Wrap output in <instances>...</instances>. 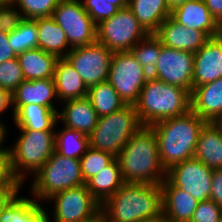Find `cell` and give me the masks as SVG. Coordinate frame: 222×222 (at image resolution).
Here are the masks:
<instances>
[{"mask_svg": "<svg viewBox=\"0 0 222 222\" xmlns=\"http://www.w3.org/2000/svg\"><path fill=\"white\" fill-rule=\"evenodd\" d=\"M46 201L54 205L49 222H92L100 217L101 204L86 185L59 191Z\"/></svg>", "mask_w": 222, "mask_h": 222, "instance_id": "obj_9", "label": "cell"}, {"mask_svg": "<svg viewBox=\"0 0 222 222\" xmlns=\"http://www.w3.org/2000/svg\"><path fill=\"white\" fill-rule=\"evenodd\" d=\"M213 169L191 158L166 171V178L176 187L191 194L199 202L210 199Z\"/></svg>", "mask_w": 222, "mask_h": 222, "instance_id": "obj_14", "label": "cell"}, {"mask_svg": "<svg viewBox=\"0 0 222 222\" xmlns=\"http://www.w3.org/2000/svg\"><path fill=\"white\" fill-rule=\"evenodd\" d=\"M107 3L117 6L119 9L128 6V0H106Z\"/></svg>", "mask_w": 222, "mask_h": 222, "instance_id": "obj_47", "label": "cell"}, {"mask_svg": "<svg viewBox=\"0 0 222 222\" xmlns=\"http://www.w3.org/2000/svg\"><path fill=\"white\" fill-rule=\"evenodd\" d=\"M171 17L190 29L205 32L210 38L222 34V27L212 17L203 0H189L171 10Z\"/></svg>", "mask_w": 222, "mask_h": 222, "instance_id": "obj_17", "label": "cell"}, {"mask_svg": "<svg viewBox=\"0 0 222 222\" xmlns=\"http://www.w3.org/2000/svg\"><path fill=\"white\" fill-rule=\"evenodd\" d=\"M222 216V208L213 200L199 202L190 222H218Z\"/></svg>", "mask_w": 222, "mask_h": 222, "instance_id": "obj_40", "label": "cell"}, {"mask_svg": "<svg viewBox=\"0 0 222 222\" xmlns=\"http://www.w3.org/2000/svg\"><path fill=\"white\" fill-rule=\"evenodd\" d=\"M205 123L190 110L182 116L163 119L150 126L156 135L159 158L166 171L194 158L199 134Z\"/></svg>", "mask_w": 222, "mask_h": 222, "instance_id": "obj_3", "label": "cell"}, {"mask_svg": "<svg viewBox=\"0 0 222 222\" xmlns=\"http://www.w3.org/2000/svg\"><path fill=\"white\" fill-rule=\"evenodd\" d=\"M114 53L99 42L72 48L65 56L89 88L106 82Z\"/></svg>", "mask_w": 222, "mask_h": 222, "instance_id": "obj_12", "label": "cell"}, {"mask_svg": "<svg viewBox=\"0 0 222 222\" xmlns=\"http://www.w3.org/2000/svg\"><path fill=\"white\" fill-rule=\"evenodd\" d=\"M142 126L170 117H178L191 110V93L178 86L149 77L134 104Z\"/></svg>", "mask_w": 222, "mask_h": 222, "instance_id": "obj_4", "label": "cell"}, {"mask_svg": "<svg viewBox=\"0 0 222 222\" xmlns=\"http://www.w3.org/2000/svg\"><path fill=\"white\" fill-rule=\"evenodd\" d=\"M194 53L176 50L161 43L160 55L150 77L192 92Z\"/></svg>", "mask_w": 222, "mask_h": 222, "instance_id": "obj_13", "label": "cell"}, {"mask_svg": "<svg viewBox=\"0 0 222 222\" xmlns=\"http://www.w3.org/2000/svg\"><path fill=\"white\" fill-rule=\"evenodd\" d=\"M160 185L163 216L168 222H190L199 201L188 192L174 186L167 178Z\"/></svg>", "mask_w": 222, "mask_h": 222, "instance_id": "obj_18", "label": "cell"}, {"mask_svg": "<svg viewBox=\"0 0 222 222\" xmlns=\"http://www.w3.org/2000/svg\"><path fill=\"white\" fill-rule=\"evenodd\" d=\"M89 147L88 136L63 127L55 132V151L62 156L80 159Z\"/></svg>", "mask_w": 222, "mask_h": 222, "instance_id": "obj_31", "label": "cell"}, {"mask_svg": "<svg viewBox=\"0 0 222 222\" xmlns=\"http://www.w3.org/2000/svg\"><path fill=\"white\" fill-rule=\"evenodd\" d=\"M8 130L6 129V126L0 125V152L4 149L3 143H5V137L7 135Z\"/></svg>", "mask_w": 222, "mask_h": 222, "instance_id": "obj_46", "label": "cell"}, {"mask_svg": "<svg viewBox=\"0 0 222 222\" xmlns=\"http://www.w3.org/2000/svg\"><path fill=\"white\" fill-rule=\"evenodd\" d=\"M52 18L65 32L71 48L96 42L97 25L79 0H60Z\"/></svg>", "mask_w": 222, "mask_h": 222, "instance_id": "obj_11", "label": "cell"}, {"mask_svg": "<svg viewBox=\"0 0 222 222\" xmlns=\"http://www.w3.org/2000/svg\"><path fill=\"white\" fill-rule=\"evenodd\" d=\"M130 51L116 52L111 61L107 81L118 92L126 105H134L149 78Z\"/></svg>", "mask_w": 222, "mask_h": 222, "instance_id": "obj_10", "label": "cell"}, {"mask_svg": "<svg viewBox=\"0 0 222 222\" xmlns=\"http://www.w3.org/2000/svg\"><path fill=\"white\" fill-rule=\"evenodd\" d=\"M210 199L222 208V169H213Z\"/></svg>", "mask_w": 222, "mask_h": 222, "instance_id": "obj_41", "label": "cell"}, {"mask_svg": "<svg viewBox=\"0 0 222 222\" xmlns=\"http://www.w3.org/2000/svg\"><path fill=\"white\" fill-rule=\"evenodd\" d=\"M17 59L25 80L54 79L56 55L34 48L18 54Z\"/></svg>", "mask_w": 222, "mask_h": 222, "instance_id": "obj_25", "label": "cell"}, {"mask_svg": "<svg viewBox=\"0 0 222 222\" xmlns=\"http://www.w3.org/2000/svg\"><path fill=\"white\" fill-rule=\"evenodd\" d=\"M164 46L196 53L210 39L200 30L190 29L177 23L171 16L166 18L154 33Z\"/></svg>", "mask_w": 222, "mask_h": 222, "instance_id": "obj_16", "label": "cell"}, {"mask_svg": "<svg viewBox=\"0 0 222 222\" xmlns=\"http://www.w3.org/2000/svg\"><path fill=\"white\" fill-rule=\"evenodd\" d=\"M191 111L206 122L218 121L222 116V77L192 89Z\"/></svg>", "mask_w": 222, "mask_h": 222, "instance_id": "obj_20", "label": "cell"}, {"mask_svg": "<svg viewBox=\"0 0 222 222\" xmlns=\"http://www.w3.org/2000/svg\"><path fill=\"white\" fill-rule=\"evenodd\" d=\"M13 146L9 148L15 175L25 182V177L32 176L46 163L55 151L56 131L20 130ZM28 173V174H26Z\"/></svg>", "mask_w": 222, "mask_h": 222, "instance_id": "obj_7", "label": "cell"}, {"mask_svg": "<svg viewBox=\"0 0 222 222\" xmlns=\"http://www.w3.org/2000/svg\"><path fill=\"white\" fill-rule=\"evenodd\" d=\"M212 17L222 27V0H203Z\"/></svg>", "mask_w": 222, "mask_h": 222, "instance_id": "obj_43", "label": "cell"}, {"mask_svg": "<svg viewBox=\"0 0 222 222\" xmlns=\"http://www.w3.org/2000/svg\"><path fill=\"white\" fill-rule=\"evenodd\" d=\"M33 20L38 29V48L58 58L65 57L71 51L72 48L69 46L65 32L52 17Z\"/></svg>", "mask_w": 222, "mask_h": 222, "instance_id": "obj_27", "label": "cell"}, {"mask_svg": "<svg viewBox=\"0 0 222 222\" xmlns=\"http://www.w3.org/2000/svg\"><path fill=\"white\" fill-rule=\"evenodd\" d=\"M24 80L17 58L0 63V89L12 94Z\"/></svg>", "mask_w": 222, "mask_h": 222, "instance_id": "obj_36", "label": "cell"}, {"mask_svg": "<svg viewBox=\"0 0 222 222\" xmlns=\"http://www.w3.org/2000/svg\"><path fill=\"white\" fill-rule=\"evenodd\" d=\"M12 107V97L11 94L4 90L0 89V116L7 111V109H10ZM0 125L5 126L4 122H1L0 119Z\"/></svg>", "mask_w": 222, "mask_h": 222, "instance_id": "obj_44", "label": "cell"}, {"mask_svg": "<svg viewBox=\"0 0 222 222\" xmlns=\"http://www.w3.org/2000/svg\"><path fill=\"white\" fill-rule=\"evenodd\" d=\"M160 215V184L125 183L100 207V216L106 222H144Z\"/></svg>", "mask_w": 222, "mask_h": 222, "instance_id": "obj_2", "label": "cell"}, {"mask_svg": "<svg viewBox=\"0 0 222 222\" xmlns=\"http://www.w3.org/2000/svg\"><path fill=\"white\" fill-rule=\"evenodd\" d=\"M8 2H11V0H0V5L6 4Z\"/></svg>", "mask_w": 222, "mask_h": 222, "instance_id": "obj_51", "label": "cell"}, {"mask_svg": "<svg viewBox=\"0 0 222 222\" xmlns=\"http://www.w3.org/2000/svg\"><path fill=\"white\" fill-rule=\"evenodd\" d=\"M32 178L30 193L38 202L45 201L59 191L85 185L80 160L62 156L56 151Z\"/></svg>", "mask_w": 222, "mask_h": 222, "instance_id": "obj_5", "label": "cell"}, {"mask_svg": "<svg viewBox=\"0 0 222 222\" xmlns=\"http://www.w3.org/2000/svg\"><path fill=\"white\" fill-rule=\"evenodd\" d=\"M20 190H0V213Z\"/></svg>", "mask_w": 222, "mask_h": 222, "instance_id": "obj_45", "label": "cell"}, {"mask_svg": "<svg viewBox=\"0 0 222 222\" xmlns=\"http://www.w3.org/2000/svg\"><path fill=\"white\" fill-rule=\"evenodd\" d=\"M125 183L161 184L166 170L159 158L158 141L150 126H142L116 157Z\"/></svg>", "mask_w": 222, "mask_h": 222, "instance_id": "obj_1", "label": "cell"}, {"mask_svg": "<svg viewBox=\"0 0 222 222\" xmlns=\"http://www.w3.org/2000/svg\"><path fill=\"white\" fill-rule=\"evenodd\" d=\"M87 97L99 117L112 114L126 106L108 81L89 87Z\"/></svg>", "mask_w": 222, "mask_h": 222, "instance_id": "obj_30", "label": "cell"}, {"mask_svg": "<svg viewBox=\"0 0 222 222\" xmlns=\"http://www.w3.org/2000/svg\"><path fill=\"white\" fill-rule=\"evenodd\" d=\"M222 128V116L216 122Z\"/></svg>", "mask_w": 222, "mask_h": 222, "instance_id": "obj_50", "label": "cell"}, {"mask_svg": "<svg viewBox=\"0 0 222 222\" xmlns=\"http://www.w3.org/2000/svg\"><path fill=\"white\" fill-rule=\"evenodd\" d=\"M16 195L0 213V222H49V214L40 202Z\"/></svg>", "mask_w": 222, "mask_h": 222, "instance_id": "obj_26", "label": "cell"}, {"mask_svg": "<svg viewBox=\"0 0 222 222\" xmlns=\"http://www.w3.org/2000/svg\"><path fill=\"white\" fill-rule=\"evenodd\" d=\"M24 20L22 12L12 2L0 5V31L10 33Z\"/></svg>", "mask_w": 222, "mask_h": 222, "instance_id": "obj_39", "label": "cell"}, {"mask_svg": "<svg viewBox=\"0 0 222 222\" xmlns=\"http://www.w3.org/2000/svg\"><path fill=\"white\" fill-rule=\"evenodd\" d=\"M148 33L127 6L97 25L96 41L113 53L129 51Z\"/></svg>", "mask_w": 222, "mask_h": 222, "instance_id": "obj_8", "label": "cell"}, {"mask_svg": "<svg viewBox=\"0 0 222 222\" xmlns=\"http://www.w3.org/2000/svg\"><path fill=\"white\" fill-rule=\"evenodd\" d=\"M100 222H106L105 220L102 219V217L100 216Z\"/></svg>", "mask_w": 222, "mask_h": 222, "instance_id": "obj_53", "label": "cell"}, {"mask_svg": "<svg viewBox=\"0 0 222 222\" xmlns=\"http://www.w3.org/2000/svg\"><path fill=\"white\" fill-rule=\"evenodd\" d=\"M194 158L209 168L222 169V128L216 122H206L201 129Z\"/></svg>", "mask_w": 222, "mask_h": 222, "instance_id": "obj_23", "label": "cell"}, {"mask_svg": "<svg viewBox=\"0 0 222 222\" xmlns=\"http://www.w3.org/2000/svg\"><path fill=\"white\" fill-rule=\"evenodd\" d=\"M13 122L19 130L56 131L58 112L37 104L12 105Z\"/></svg>", "mask_w": 222, "mask_h": 222, "instance_id": "obj_22", "label": "cell"}, {"mask_svg": "<svg viewBox=\"0 0 222 222\" xmlns=\"http://www.w3.org/2000/svg\"><path fill=\"white\" fill-rule=\"evenodd\" d=\"M11 97L12 105L37 104L59 111L52 100H59L54 79L24 80Z\"/></svg>", "mask_w": 222, "mask_h": 222, "instance_id": "obj_21", "label": "cell"}, {"mask_svg": "<svg viewBox=\"0 0 222 222\" xmlns=\"http://www.w3.org/2000/svg\"><path fill=\"white\" fill-rule=\"evenodd\" d=\"M187 1H189V0H167V4H168L170 10H173L176 7H178L179 5L184 4Z\"/></svg>", "mask_w": 222, "mask_h": 222, "instance_id": "obj_48", "label": "cell"}, {"mask_svg": "<svg viewBox=\"0 0 222 222\" xmlns=\"http://www.w3.org/2000/svg\"><path fill=\"white\" fill-rule=\"evenodd\" d=\"M22 181L15 175L8 147L0 152V190H20Z\"/></svg>", "mask_w": 222, "mask_h": 222, "instance_id": "obj_37", "label": "cell"}, {"mask_svg": "<svg viewBox=\"0 0 222 222\" xmlns=\"http://www.w3.org/2000/svg\"><path fill=\"white\" fill-rule=\"evenodd\" d=\"M62 103L64 106L58 111V121L60 120L63 126L88 136L99 120L89 98L86 96Z\"/></svg>", "mask_w": 222, "mask_h": 222, "instance_id": "obj_19", "label": "cell"}, {"mask_svg": "<svg viewBox=\"0 0 222 222\" xmlns=\"http://www.w3.org/2000/svg\"><path fill=\"white\" fill-rule=\"evenodd\" d=\"M10 47L18 55L26 50L38 48V29L33 19H25L9 33Z\"/></svg>", "mask_w": 222, "mask_h": 222, "instance_id": "obj_33", "label": "cell"}, {"mask_svg": "<svg viewBox=\"0 0 222 222\" xmlns=\"http://www.w3.org/2000/svg\"><path fill=\"white\" fill-rule=\"evenodd\" d=\"M141 127L135 106L126 105L119 111L99 117L95 128L88 135L89 146L117 157Z\"/></svg>", "mask_w": 222, "mask_h": 222, "instance_id": "obj_6", "label": "cell"}, {"mask_svg": "<svg viewBox=\"0 0 222 222\" xmlns=\"http://www.w3.org/2000/svg\"><path fill=\"white\" fill-rule=\"evenodd\" d=\"M92 222H100V217H98L97 219H95L94 221Z\"/></svg>", "mask_w": 222, "mask_h": 222, "instance_id": "obj_52", "label": "cell"}, {"mask_svg": "<svg viewBox=\"0 0 222 222\" xmlns=\"http://www.w3.org/2000/svg\"><path fill=\"white\" fill-rule=\"evenodd\" d=\"M161 50V41L154 34H147L141 41L133 46L129 51L139 62L148 74H150L158 61Z\"/></svg>", "mask_w": 222, "mask_h": 222, "instance_id": "obj_32", "label": "cell"}, {"mask_svg": "<svg viewBox=\"0 0 222 222\" xmlns=\"http://www.w3.org/2000/svg\"><path fill=\"white\" fill-rule=\"evenodd\" d=\"M79 2L83 5L96 25L109 19L119 11L117 6L107 3L106 0H79Z\"/></svg>", "mask_w": 222, "mask_h": 222, "instance_id": "obj_38", "label": "cell"}, {"mask_svg": "<svg viewBox=\"0 0 222 222\" xmlns=\"http://www.w3.org/2000/svg\"><path fill=\"white\" fill-rule=\"evenodd\" d=\"M222 77V34L210 38L194 53L192 89Z\"/></svg>", "mask_w": 222, "mask_h": 222, "instance_id": "obj_15", "label": "cell"}, {"mask_svg": "<svg viewBox=\"0 0 222 222\" xmlns=\"http://www.w3.org/2000/svg\"><path fill=\"white\" fill-rule=\"evenodd\" d=\"M128 7L148 34L155 33L171 16L167 0H128Z\"/></svg>", "mask_w": 222, "mask_h": 222, "instance_id": "obj_28", "label": "cell"}, {"mask_svg": "<svg viewBox=\"0 0 222 222\" xmlns=\"http://www.w3.org/2000/svg\"><path fill=\"white\" fill-rule=\"evenodd\" d=\"M124 184L117 158L85 183L88 191L100 204L114 195Z\"/></svg>", "mask_w": 222, "mask_h": 222, "instance_id": "obj_29", "label": "cell"}, {"mask_svg": "<svg viewBox=\"0 0 222 222\" xmlns=\"http://www.w3.org/2000/svg\"><path fill=\"white\" fill-rule=\"evenodd\" d=\"M54 80L59 101L86 97L88 87L79 73L65 58H58L55 65Z\"/></svg>", "mask_w": 222, "mask_h": 222, "instance_id": "obj_24", "label": "cell"}, {"mask_svg": "<svg viewBox=\"0 0 222 222\" xmlns=\"http://www.w3.org/2000/svg\"><path fill=\"white\" fill-rule=\"evenodd\" d=\"M115 158L108 152L96 150L89 146L79 159L84 183L98 174L99 171L110 164Z\"/></svg>", "mask_w": 222, "mask_h": 222, "instance_id": "obj_34", "label": "cell"}, {"mask_svg": "<svg viewBox=\"0 0 222 222\" xmlns=\"http://www.w3.org/2000/svg\"><path fill=\"white\" fill-rule=\"evenodd\" d=\"M9 33L0 31V63L17 58V54L10 47Z\"/></svg>", "mask_w": 222, "mask_h": 222, "instance_id": "obj_42", "label": "cell"}, {"mask_svg": "<svg viewBox=\"0 0 222 222\" xmlns=\"http://www.w3.org/2000/svg\"><path fill=\"white\" fill-rule=\"evenodd\" d=\"M60 0H11L25 19L52 17Z\"/></svg>", "mask_w": 222, "mask_h": 222, "instance_id": "obj_35", "label": "cell"}, {"mask_svg": "<svg viewBox=\"0 0 222 222\" xmlns=\"http://www.w3.org/2000/svg\"><path fill=\"white\" fill-rule=\"evenodd\" d=\"M144 222H168V220L162 214L156 218L147 219Z\"/></svg>", "mask_w": 222, "mask_h": 222, "instance_id": "obj_49", "label": "cell"}]
</instances>
